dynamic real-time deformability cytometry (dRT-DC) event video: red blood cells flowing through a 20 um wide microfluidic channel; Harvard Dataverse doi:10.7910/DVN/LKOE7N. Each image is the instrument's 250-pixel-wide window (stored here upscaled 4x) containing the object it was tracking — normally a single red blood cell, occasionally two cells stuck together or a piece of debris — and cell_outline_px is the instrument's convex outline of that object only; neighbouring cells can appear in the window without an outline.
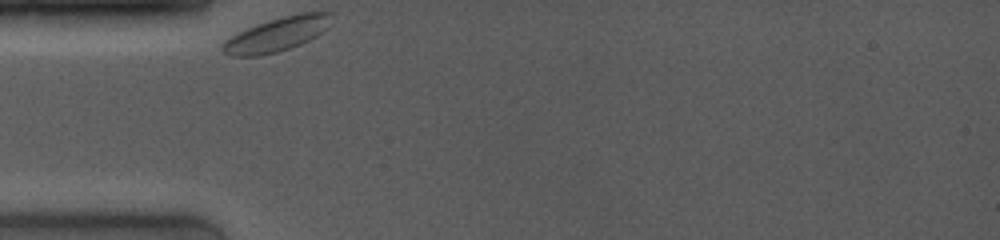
{"species": "common noctule bat (a hibernating species)", "species_latin": "Nyctalus noctula", "temperature_condition": "room temperature", "stored_images_in_passage": 37, "camera_frame_rate_fps": 4000, "um_per_image_px": 0.085, "animal": {"sex": "female", "body_mass_g": 19.0, "forearm_length_mm": 53.3}, "frame": {"image": 1, "passage_image": 1, "time_ms": 0.0, "image_size_px": [1000, 240], "cell_outline_px": [[332, 12], [328, 28], [316, 36], [300, 44], [276, 52], [260, 56], [232, 56], [224, 52], [220, 48], [220, 44], [224, 40], [256, 24], [268, 20], [296, 12]], "centroid_in_image_um": [23.53, 2.91], "position_along_channel_um": 61.5, "area_um2": 21.56}}
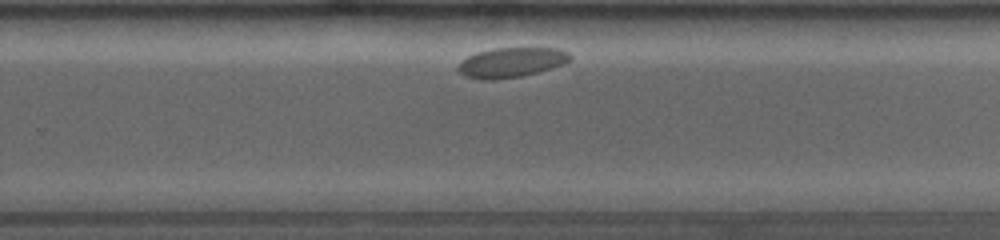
{"frame": {"image": 2, "passage_image": 25, "time_ms": 7.0, "image_size_px": [1000, 240], "cell_outline_px": [[572, 60], [564, 64], [536, 72], [520, 76], [492, 80], [480, 80], [464, 76], [460, 72], [460, 64], [468, 56], [492, 48], [560, 48], [568, 52], [572, 56]], "centroid_in_image_um": [43.51, 5.3], "position_along_channel_um": 286.3, "area_um2": 19.25}}
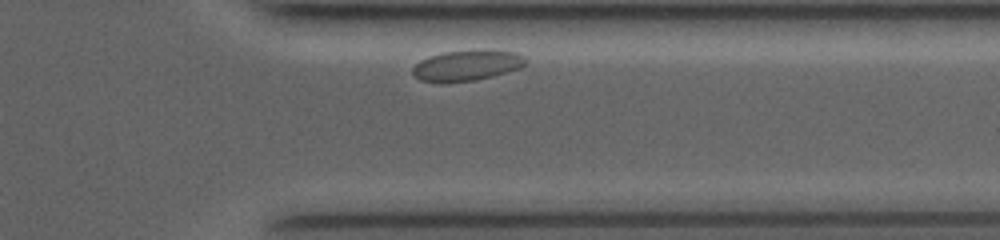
{"frame": {"image": 3, "passage_image": 34, "time_ms": 9.5, "image_size_px": [1000, 240], "cell_outline_px": [[528, 64], [520, 68], [508, 72], [476, 80], [440, 84], [420, 80], [412, 72], [412, 68], [420, 60], [428, 56], [444, 52], [480, 48], [488, 48], [516, 52], [524, 56], [528, 60]], "centroid_in_image_um": [39.73, 5.54], "position_along_channel_um": 371.7, "area_um2": 21.04}}